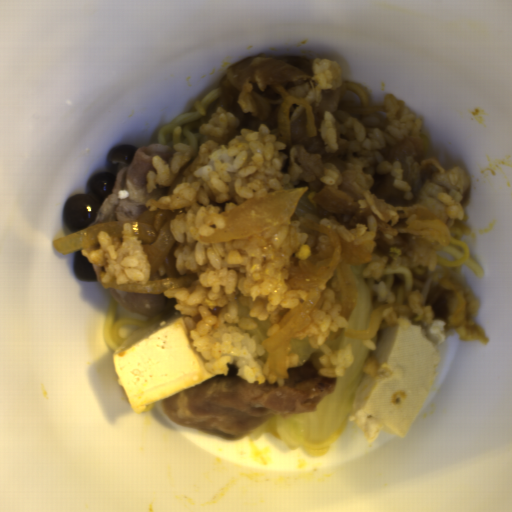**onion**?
I'll return each instance as SVG.
<instances>
[{
  "label": "onion",
  "instance_id": "06740285",
  "mask_svg": "<svg viewBox=\"0 0 512 512\" xmlns=\"http://www.w3.org/2000/svg\"><path fill=\"white\" fill-rule=\"evenodd\" d=\"M304 227L325 233L332 246L330 253H319L304 258L291 270L289 284L291 288L308 291L305 299L287 309L281 316L277 331L261 344L269 352V373L285 380L287 352L292 338L307 328L310 314L319 302V288L333 275L338 276L341 303L340 313L348 320L357 303V283L349 269L340 264L341 244L339 235L325 225L307 222Z\"/></svg>",
  "mask_w": 512,
  "mask_h": 512
},
{
  "label": "onion",
  "instance_id": "6bf65262",
  "mask_svg": "<svg viewBox=\"0 0 512 512\" xmlns=\"http://www.w3.org/2000/svg\"><path fill=\"white\" fill-rule=\"evenodd\" d=\"M172 213L168 210L144 212L130 220H111L56 239L53 246L57 252L70 254L97 243L99 233L112 239L122 238L125 224L141 243L150 265L148 282L110 283V288L134 293H157L192 286L193 278L179 276L175 254L178 248L169 225Z\"/></svg>",
  "mask_w": 512,
  "mask_h": 512
},
{
  "label": "onion",
  "instance_id": "55239325",
  "mask_svg": "<svg viewBox=\"0 0 512 512\" xmlns=\"http://www.w3.org/2000/svg\"><path fill=\"white\" fill-rule=\"evenodd\" d=\"M307 189H282L242 202L223 214V228L203 236V240L214 244L260 234L286 224Z\"/></svg>",
  "mask_w": 512,
  "mask_h": 512
},
{
  "label": "onion",
  "instance_id": "23ac38db",
  "mask_svg": "<svg viewBox=\"0 0 512 512\" xmlns=\"http://www.w3.org/2000/svg\"><path fill=\"white\" fill-rule=\"evenodd\" d=\"M293 104L302 105L304 110L307 113L306 135L308 137H313L316 134L314 110H313V106L311 105V103L309 101H307L306 99H304L303 97H300V96H297L294 94L288 95L283 100V102L280 106L278 119H277L278 128H279L281 138L287 148L292 146L289 115H290V109Z\"/></svg>",
  "mask_w": 512,
  "mask_h": 512
},
{
  "label": "onion",
  "instance_id": "2ce2d468",
  "mask_svg": "<svg viewBox=\"0 0 512 512\" xmlns=\"http://www.w3.org/2000/svg\"><path fill=\"white\" fill-rule=\"evenodd\" d=\"M388 309H391L394 313L405 316H411L413 312L409 307L397 302L382 304L373 310L369 323L365 329L347 330L345 333V338L352 340H362L374 336L380 328L384 312Z\"/></svg>",
  "mask_w": 512,
  "mask_h": 512
},
{
  "label": "onion",
  "instance_id": "275d332c",
  "mask_svg": "<svg viewBox=\"0 0 512 512\" xmlns=\"http://www.w3.org/2000/svg\"><path fill=\"white\" fill-rule=\"evenodd\" d=\"M408 229L415 230L432 238L435 244L447 245L452 232L443 221L412 220L408 222Z\"/></svg>",
  "mask_w": 512,
  "mask_h": 512
}]
</instances>
